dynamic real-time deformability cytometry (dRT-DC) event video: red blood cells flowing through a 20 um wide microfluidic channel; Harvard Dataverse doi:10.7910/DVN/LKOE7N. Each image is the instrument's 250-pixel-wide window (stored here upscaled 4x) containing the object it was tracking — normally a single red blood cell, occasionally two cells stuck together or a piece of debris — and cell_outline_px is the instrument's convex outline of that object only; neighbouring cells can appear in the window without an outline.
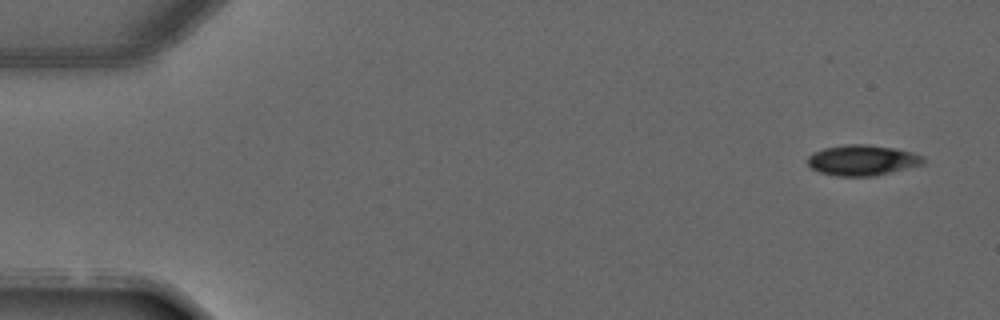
{"species": "common noctule bat (a hibernating species)", "species_latin": "Nyctalus noctula", "temperature_condition": "warm", "stored_images_in_passage": 5, "camera_frame_rate_fps": 3000, "um_per_image_px": 0.085, "animal": {"sex": "male", "forearm_length_mm": 52.5}, "frame": {"image": 1, "passage_image": 1, "time_ms": 0.0, "image_size_px": [1000, 320], "cell_outline_px": [[924, 164], [876, 176], [836, 176], [820, 172], [812, 168], [808, 164], [808, 156], [812, 152], [824, 148], [848, 144], [868, 144], [896, 148], [912, 152], [924, 156]], "centroid_in_image_um": [73.32, 13.61], "position_along_channel_um": 11.7, "area_um2": 20.75}}
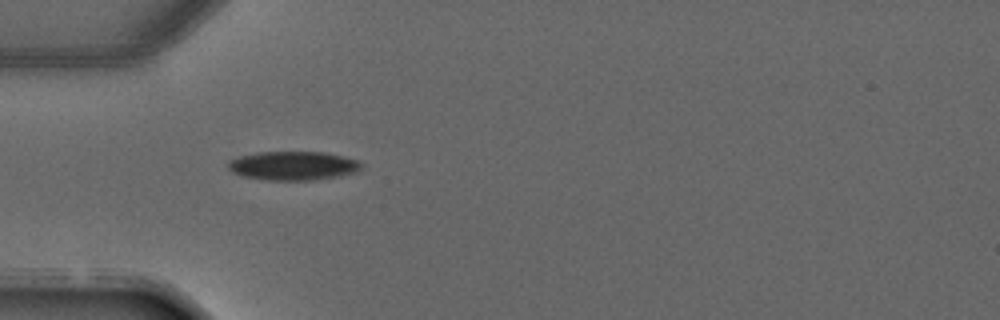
{"frame": {"image": 2, "passage_image": 4, "time_ms": 3.667, "image_size_px": [1000, 320], "cell_outline_px": [[364, 168], [356, 172], [336, 176], [312, 180], [268, 180], [244, 176], [232, 172], [228, 168], [228, 160], [240, 156], [260, 152], [324, 152], [344, 156], [356, 160], [364, 164]], "centroid_in_image_um": [24.94, 14.08], "position_along_channel_um": 60.1, "area_um2": 22.37}}
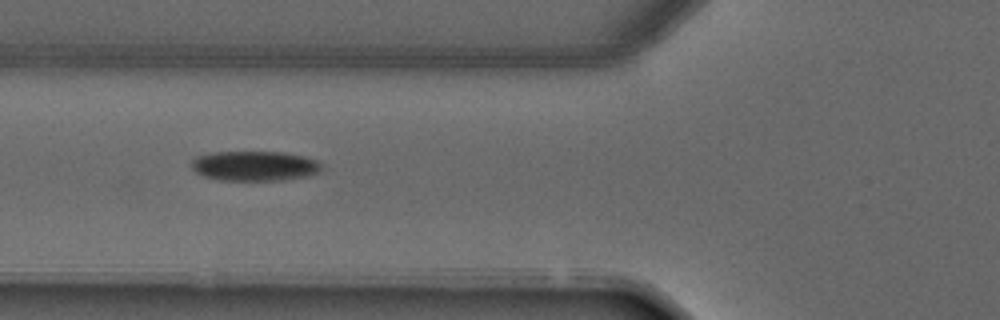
{"frame": {"image": 3, "passage_image": 5, "time_ms": 4.667, "image_size_px": [1000, 320], "cell_outline_px": [[324, 168], [320, 172], [308, 176], [280, 180], [220, 180], [204, 176], [196, 172], [192, 168], [192, 160], [196, 156], [212, 152], [284, 152], [304, 156], [316, 160]], "centroid_in_image_um": [21.66, 14.1], "position_along_channel_um": 104.1, "area_um2": 22.72}}